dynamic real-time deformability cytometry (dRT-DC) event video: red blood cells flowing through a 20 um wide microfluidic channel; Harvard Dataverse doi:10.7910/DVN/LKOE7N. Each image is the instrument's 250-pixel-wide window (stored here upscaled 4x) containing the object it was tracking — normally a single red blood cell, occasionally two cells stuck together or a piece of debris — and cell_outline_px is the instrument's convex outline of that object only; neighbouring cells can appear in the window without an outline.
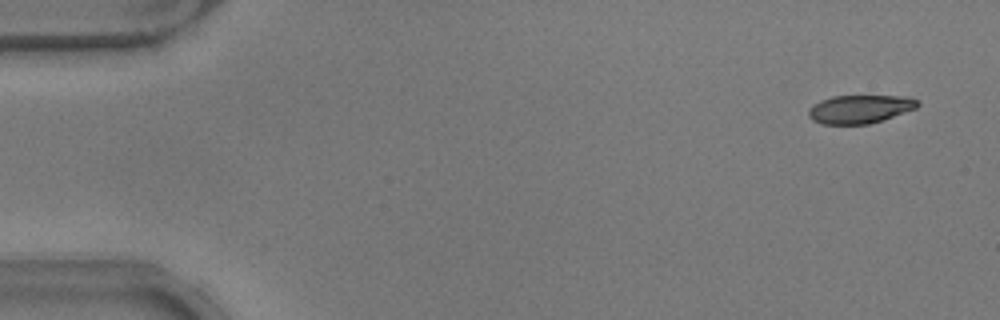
{"species": "common noctule bat (a hibernating species)", "species_latin": "Nyctalus noctula", "temperature_condition": "warm", "stored_images_in_passage": 46, "camera_frame_rate_fps": 3000, "um_per_image_px": 0.085, "animal": {"sex": "male", "body_mass_g": 17.9}, "frame": {"image": 1, "passage_image": 1, "time_ms": 0.0, "image_size_px": [1000, 320], "cell_outline_px": [[920, 104], [916, 108], [868, 124], [820, 124], [812, 120], [808, 116], [808, 108], [812, 104], [820, 100], [832, 96], [900, 96], [916, 100]], "centroid_in_image_um": [72.99, 9.27], "position_along_channel_um": 12.0, "area_um2": 17.86}}
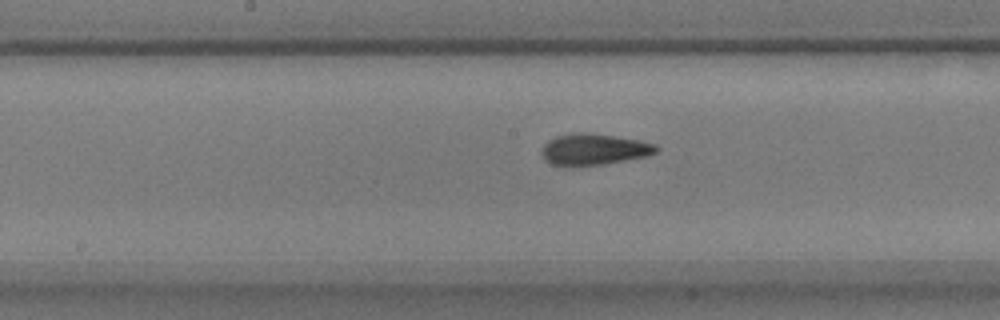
{"frame": {"image": 2, "passage_image": 25, "time_ms": 8.0, "image_size_px": [1000, 320], "cell_outline_px": [[660, 148], [656, 152], [644, 156], [604, 164], [552, 164], [544, 160], [540, 152], [544, 144], [548, 140], [556, 136], [572, 132], [588, 132], [640, 140], [656, 144]], "centroid_in_image_um": [50.47, 12.65], "position_along_channel_um": 197.7, "area_um2": 20.58}}
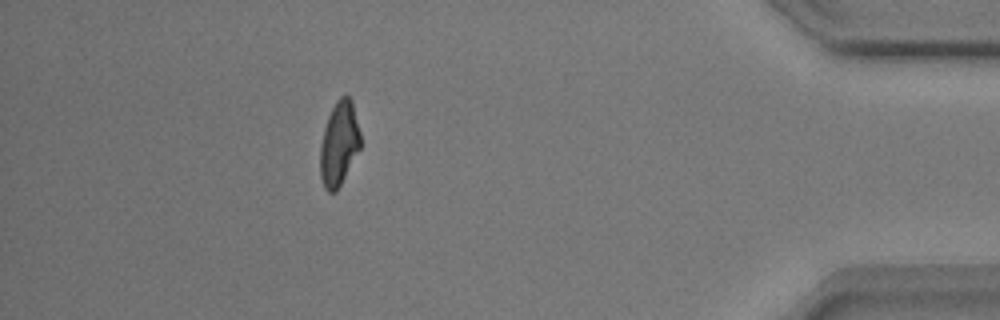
{"frame": {"image": 3, "passage_image": 45, "time_ms": 14.667, "image_size_px": [1000, 320], "cell_outline_px": [[360, 148], [336, 192], [328, 192], [324, 188], [320, 176], [320, 144], [324, 128], [328, 116], [336, 100], [340, 96], [348, 96], [352, 100], [360, 132]], "centroid_in_image_um": [28.8, 12.2], "position_along_channel_um": 406.4, "area_um2": 19.71}}